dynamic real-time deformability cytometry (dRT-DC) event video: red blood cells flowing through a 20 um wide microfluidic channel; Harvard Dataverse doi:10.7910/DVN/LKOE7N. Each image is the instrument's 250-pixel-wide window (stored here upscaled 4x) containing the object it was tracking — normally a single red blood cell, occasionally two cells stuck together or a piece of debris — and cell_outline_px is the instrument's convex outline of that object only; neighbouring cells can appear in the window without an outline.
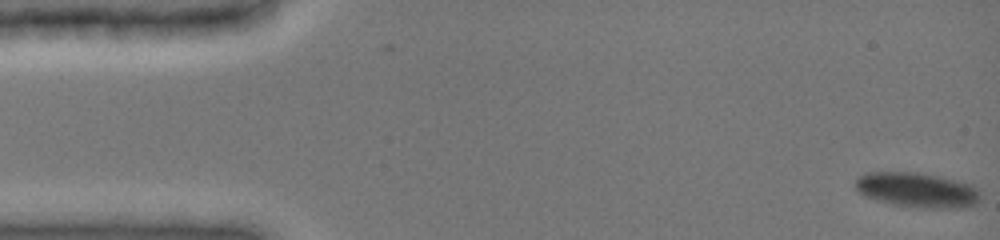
{"species": "common noctule bat (a hibernating species)", "species_latin": "Nyctalus noctula", "temperature_condition": "cold", "stored_images_in_passage": 40, "camera_frame_rate_fps": 3000, "um_per_image_px": 0.085, "animal": {"sex": "female", "body_mass_g": 19.0, "forearm_length_mm": 51.5}, "frame": {"image": 1, "passage_image": 1, "time_ms": 0.0, "image_size_px": [1000, 240], "cell_outline_px": [[980, 200], [976, 204], [964, 208], [924, 208], [892, 204], [864, 196], [856, 188], [856, 180], [864, 172], [920, 172], [940, 176], [972, 184], [980, 192]], "centroid_in_image_um": [78.0, 16.14], "position_along_channel_um": 7.0, "area_um2": 25.61}}
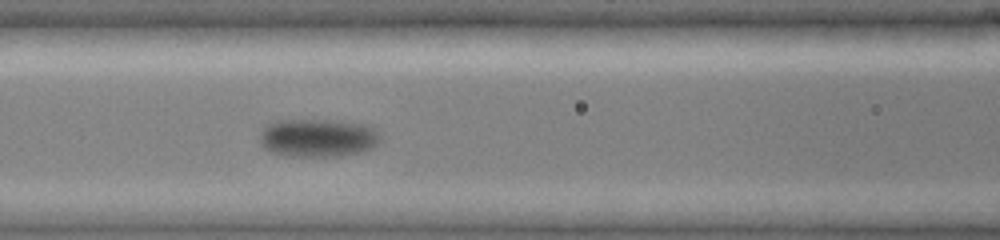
{"frame": {"image": 2, "passage_image": 22, "time_ms": 7.0, "image_size_px": [1000, 240], "cell_outline_px": [[380, 140], [372, 148], [360, 152], [340, 156], [288, 156], [272, 152], [264, 148], [260, 144], [260, 132], [264, 124], [276, 120], [336, 120], [364, 124], [372, 128], [380, 136]], "centroid_in_image_um": [26.96, 11.71], "position_along_channel_um": 139.6, "area_um2": 26.99}}
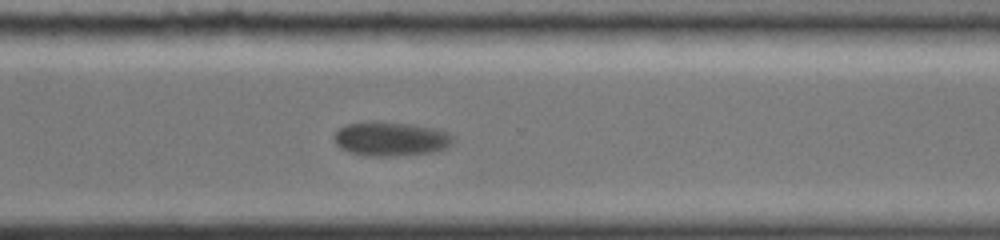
{"frame": {"image": 3, "passage_image": 40, "time_ms": 12.333, "image_size_px": [1000, 240], "cell_outline_px": [[456, 140], [448, 148], [440, 152], [396, 156], [368, 156], [352, 152], [340, 148], [332, 140], [332, 136], [344, 124], [408, 124], [436, 128], [448, 132], [456, 136]], "centroid_in_image_um": [33.33, 11.86], "position_along_channel_um": 337.3, "area_um2": 23.52}}